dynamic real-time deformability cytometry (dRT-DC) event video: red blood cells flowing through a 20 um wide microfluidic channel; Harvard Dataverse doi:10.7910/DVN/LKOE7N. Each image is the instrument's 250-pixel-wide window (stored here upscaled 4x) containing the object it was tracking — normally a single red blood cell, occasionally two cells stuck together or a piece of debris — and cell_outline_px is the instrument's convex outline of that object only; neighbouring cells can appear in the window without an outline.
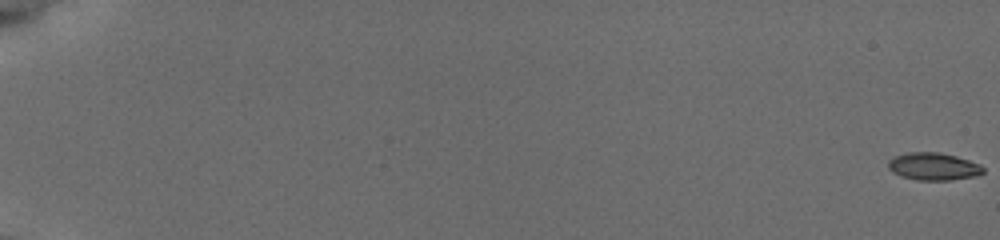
{"species": "common noctule bat (a hibernating species)", "species_latin": "Nyctalus noctula", "temperature_condition": "cold", "stored_images_in_passage": 43, "camera_frame_rate_fps": 3000, "um_per_image_px": 0.085, "animal": {"sex": "female", "body_mass_g": 19.5, "forearm_length_mm": 54.1}, "frame": {"image": 1, "passage_image": 1, "time_ms": 0.0, "image_size_px": [1000, 240], "cell_outline_px": [[984, 172], [976, 176], [948, 180], [916, 180], [892, 172], [888, 168], [888, 160], [896, 156], [908, 152], [940, 152], [956, 156], [980, 164], [984, 168]], "centroid_in_image_um": [79.35, 14.14], "position_along_channel_um": 5.6, "area_um2": 15.14}}
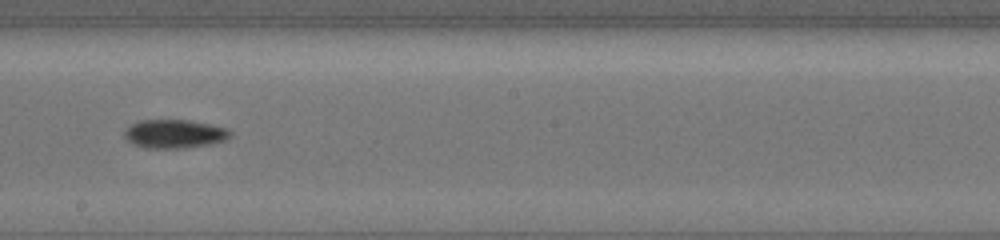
{"frame": {"image": 2, "passage_image": 27, "time_ms": 11.667, "image_size_px": [1000, 240], "cell_outline_px": [[232, 136], [224, 140], [212, 144], [184, 148], [144, 148], [132, 144], [124, 136], [124, 132], [132, 124], [140, 120], [188, 120], [228, 128], [232, 132]], "centroid_in_image_um": [14.85, 11.39], "position_along_channel_um": 233.4, "area_um2": 17.69}}
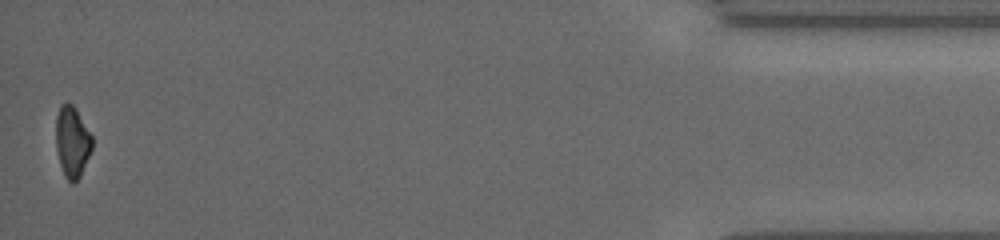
{"frame": {"image": 3, "passage_image": 43, "time_ms": 18.667, "image_size_px": [1000, 240], "cell_outline_px": [[92, 148], [80, 176], [72, 184], [64, 176], [60, 164], [56, 148], [56, 116], [60, 104], [72, 104], [76, 108], [92, 136]], "centroid_in_image_um": [6.13, 12.04], "position_along_channel_um": 429.1, "area_um2": 14.91}, "authors_computed_cell_mechanics": {"area_um2": 15.895, "velocity_mm_per_s": 3.8407, "shape_relaxation_time_tau1_ms": 1.6472, "shape_relaxation_time_tau2_ms": null, "deformation_change_tau1": 0.0838, "deformation_change_tau2": null}}